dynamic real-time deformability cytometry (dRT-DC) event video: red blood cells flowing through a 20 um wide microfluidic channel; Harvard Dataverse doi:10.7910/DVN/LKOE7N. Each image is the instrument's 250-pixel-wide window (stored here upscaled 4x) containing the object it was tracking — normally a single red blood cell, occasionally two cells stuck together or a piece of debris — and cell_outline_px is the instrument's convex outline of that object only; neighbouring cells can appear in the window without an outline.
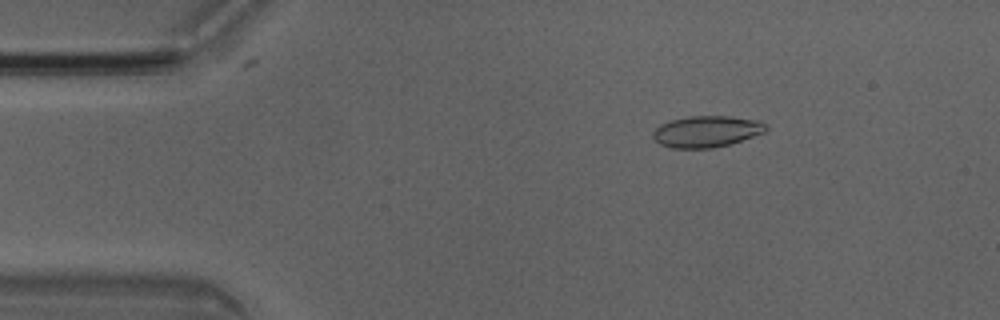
{"species": "Egyptian fruit bat (a non-hibernating species)", "species_latin": "Rousettus aegyptiacus", "temperature_condition": "room temperature", "stored_images_in_passage": 5, "camera_frame_rate_fps": 3000, "um_per_image_px": 0.085, "animal": {"sex": "male"}, "frame": {"image": 1, "passage_image": 3, "time_ms": 0.667, "image_size_px": [1000, 320], "cell_outline_px": [[768, 128], [764, 132], [728, 144], [712, 148], [672, 148], [660, 144], [652, 136], [652, 132], [660, 124], [672, 120], [688, 116], [732, 116], [756, 120], [764, 124]], "centroid_in_image_um": [60.02, 11.17], "position_along_channel_um": 25.0, "area_um2": 20.4}}